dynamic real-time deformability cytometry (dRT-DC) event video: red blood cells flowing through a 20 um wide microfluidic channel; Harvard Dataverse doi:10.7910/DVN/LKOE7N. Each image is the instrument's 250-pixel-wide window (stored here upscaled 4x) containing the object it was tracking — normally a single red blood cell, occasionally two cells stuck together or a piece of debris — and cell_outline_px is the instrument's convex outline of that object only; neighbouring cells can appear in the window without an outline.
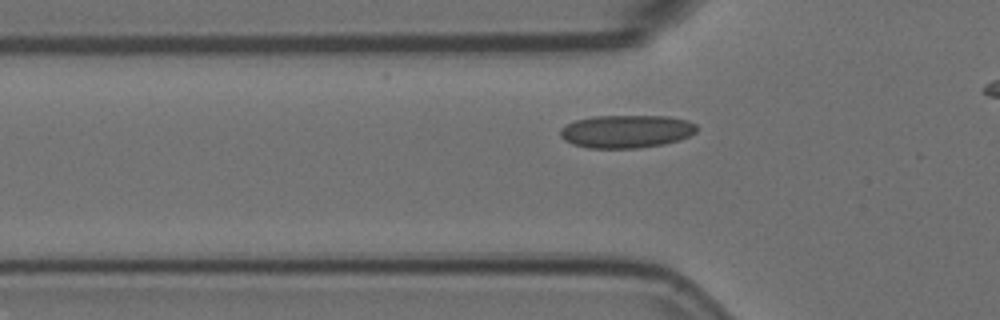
{"species": "Egyptian fruit bat (a non-hibernating species)", "species_latin": "Rousettus aegyptiacus", "temperature_condition": "room temperature", "stored_images_in_passage": 23, "camera_frame_rate_fps": 3000, "um_per_image_px": 0.085, "animal": {"sex": "female"}, "frame": {"image": 1, "passage_image": 12, "time_ms": 3.667, "image_size_px": [1000, 320], "cell_outline_px": [[696, 132], [680, 140], [664, 144], [640, 148], [588, 148], [572, 144], [564, 140], [560, 136], [560, 128], [576, 120], [592, 116], [668, 116], [688, 120], [696, 124]], "centroid_in_image_um": [53.24, 11.17], "position_along_channel_um": 72.6, "area_um2": 26.36}}
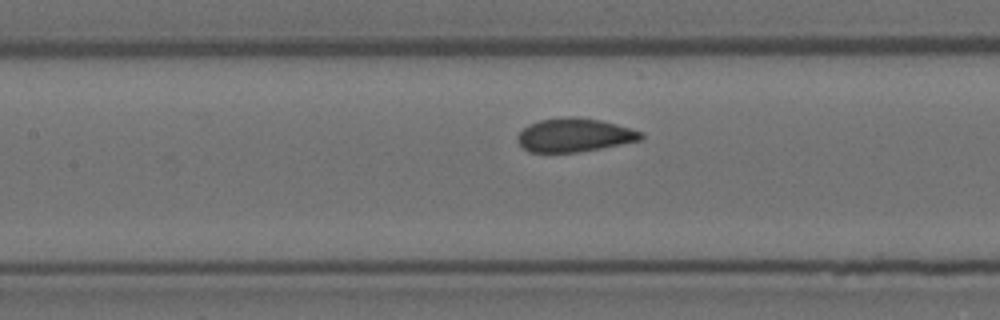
{"frame": {"image": 2, "passage_image": 19, "time_ms": 6.0, "image_size_px": [1000, 320], "cell_outline_px": [[644, 140], [600, 148], [576, 152], [528, 152], [516, 140], [516, 136], [528, 124], [540, 120], [568, 116], [576, 116], [600, 120], [616, 124], [644, 132]], "centroid_in_image_um": [48.84, 11.47], "position_along_channel_um": 158.6, "area_um2": 24.28}}
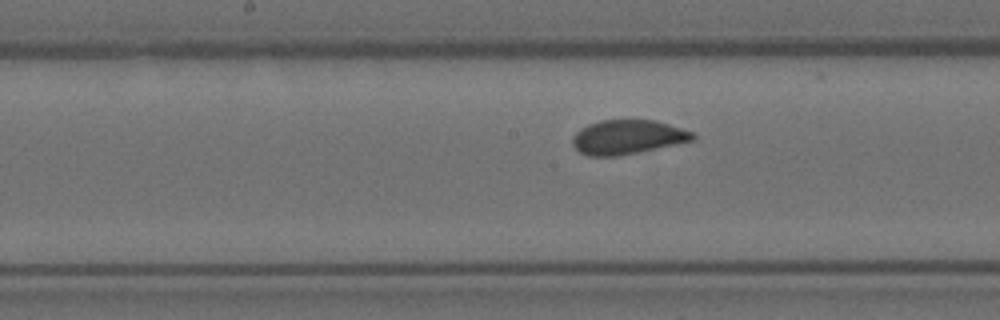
{"frame": {"image": 3, "passage_image": 22, "time_ms": 7.0, "image_size_px": [1000, 320], "cell_outline_px": [[696, 140], [616, 156], [588, 156], [580, 152], [572, 144], [572, 136], [580, 128], [588, 124], [600, 120], [656, 120], [692, 132], [696, 136]], "centroid_in_image_um": [53.32, 11.64], "position_along_channel_um": 194.9, "area_um2": 23.87}}